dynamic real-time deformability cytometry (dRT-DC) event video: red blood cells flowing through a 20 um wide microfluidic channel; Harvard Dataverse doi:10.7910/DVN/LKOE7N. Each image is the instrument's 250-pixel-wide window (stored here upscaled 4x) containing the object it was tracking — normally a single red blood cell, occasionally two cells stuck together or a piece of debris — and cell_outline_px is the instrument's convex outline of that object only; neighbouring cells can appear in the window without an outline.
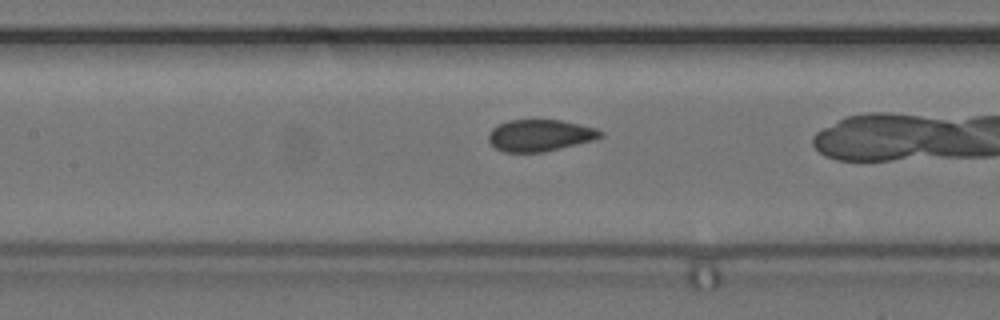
{"species": "common noctule bat (a hibernating species)", "species_latin": "Nyctalus noctula", "temperature_condition": "cold", "stored_images_in_passage": 32, "camera_frame_rate_fps": 3000, "um_per_image_px": 0.085, "animal": {"sex": "female", "body_mass_g": 24.6, "forearm_length_mm": 56.2}, "frame": {"image": 1, "passage_image": 14, "time_ms": 4.333, "image_size_px": [1000, 320], "cell_outline_px": [[604, 136], [592, 140], [544, 152], [504, 152], [496, 148], [488, 140], [488, 132], [492, 128], [508, 120], [560, 120], [580, 124], [596, 128], [604, 132]], "centroid_in_image_um": [45.89, 11.5], "position_along_channel_um": 161.5, "area_um2": 20.63}}